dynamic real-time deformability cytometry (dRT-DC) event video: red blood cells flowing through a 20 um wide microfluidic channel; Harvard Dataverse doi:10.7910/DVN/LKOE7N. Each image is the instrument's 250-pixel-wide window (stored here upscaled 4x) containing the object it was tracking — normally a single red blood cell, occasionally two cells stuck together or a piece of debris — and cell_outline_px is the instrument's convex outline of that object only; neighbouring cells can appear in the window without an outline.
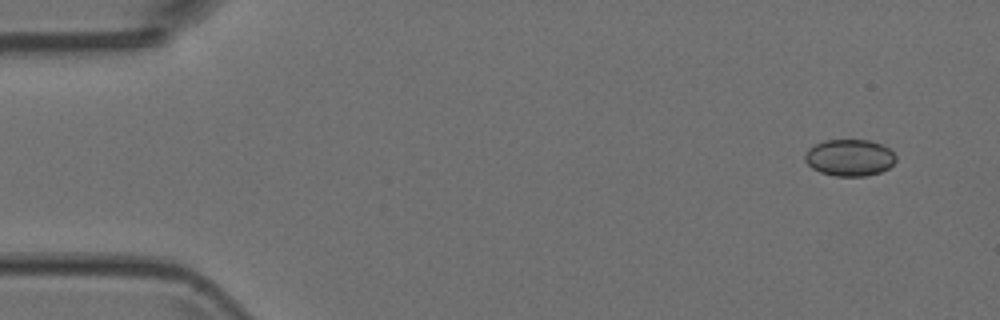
{"species": "Egyptian fruit bat (a non-hibernating species)", "species_latin": "Rousettus aegyptiacus", "temperature_condition": "room temperature", "stored_images_in_passage": 7, "camera_frame_rate_fps": 3000, "um_per_image_px": 0.085, "animal": {"sex": "female"}, "frame": {"image": 1, "passage_image": 1, "time_ms": 0.0, "image_size_px": [1000, 320], "cell_outline_px": [[896, 160], [888, 168], [880, 172], [864, 176], [836, 176], [820, 172], [812, 168], [804, 160], [804, 156], [808, 148], [824, 140], [872, 140], [888, 148], [896, 156]], "centroid_in_image_um": [72.2, 13.4], "position_along_channel_um": 12.8, "area_um2": 19.42}}
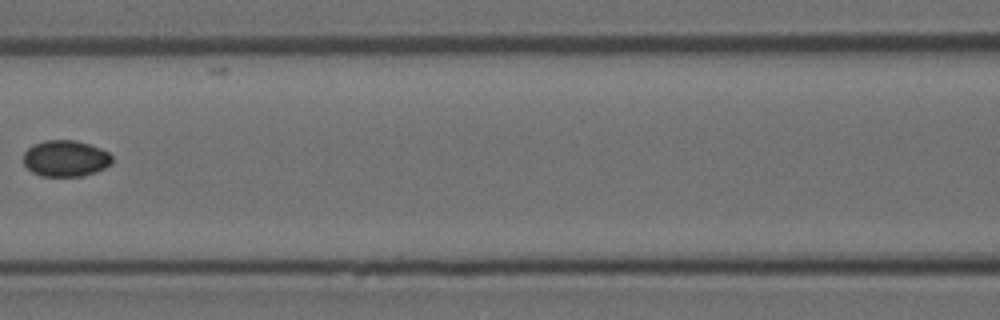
{"frame": {"image": 2, "passage_image": 6, "time_ms": 1.667, "image_size_px": [1000, 320], "cell_outline_px": [[112, 164], [96, 172], [80, 176], [40, 176], [32, 172], [24, 164], [24, 152], [32, 144], [44, 140], [76, 140], [100, 148], [108, 152], [112, 156]], "centroid_in_image_um": [5.57, 13.46], "position_along_channel_um": 161.0, "area_um2": 18.84}}
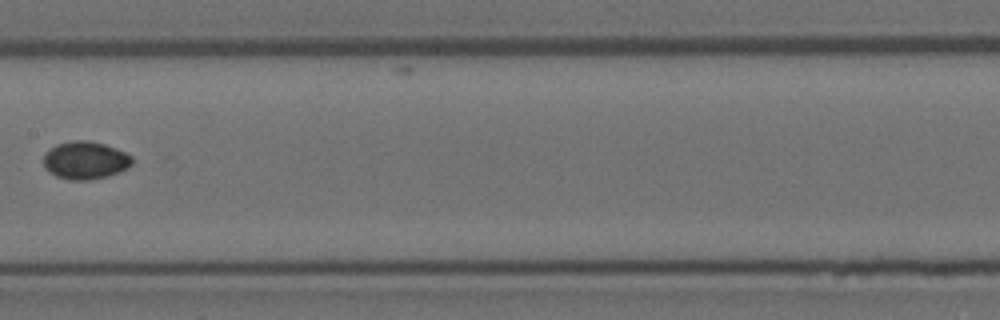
{"frame": {"image": 3, "passage_image": 7, "time_ms": 2.0, "image_size_px": [1000, 320], "cell_outline_px": [[132, 164], [128, 168], [120, 172], [108, 176], [88, 180], [68, 180], [56, 176], [44, 168], [44, 152], [56, 144], [72, 140], [88, 140], [104, 144], [116, 148], [132, 156]], "centroid_in_image_um": [7.24, 13.62], "position_along_channel_um": 200.2, "area_um2": 19.71}}